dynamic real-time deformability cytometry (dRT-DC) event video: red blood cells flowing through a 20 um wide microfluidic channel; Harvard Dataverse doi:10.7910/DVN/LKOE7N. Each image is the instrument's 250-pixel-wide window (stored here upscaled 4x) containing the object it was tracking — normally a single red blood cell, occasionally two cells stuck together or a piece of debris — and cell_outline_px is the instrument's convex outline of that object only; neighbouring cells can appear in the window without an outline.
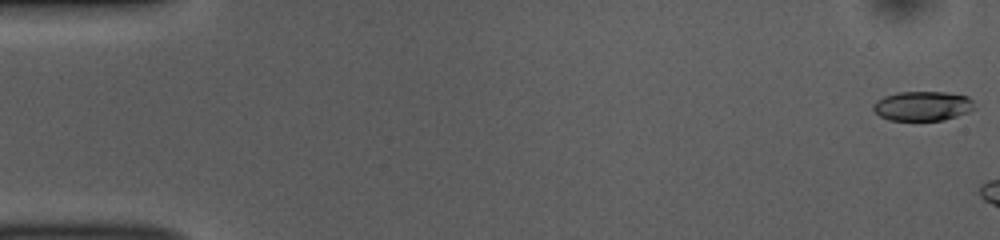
{"species": "common noctule bat (a hibernating species)", "species_latin": "Nyctalus noctula", "temperature_condition": "room temperature", "stored_images_in_passage": 6, "camera_frame_rate_fps": 3000, "um_per_image_px": 0.085, "animal": {"sex": "female", "body_mass_g": 10.0, "forearm_length_mm": 53.1}, "frame": {"image": 1, "passage_image": 1, "time_ms": 0.0, "image_size_px": [1000, 240], "cell_outline_px": [[976, 108], [968, 112], [944, 120], [888, 120], [880, 116], [872, 108], [872, 104], [876, 100], [884, 96], [900, 92], [944, 92], [968, 96], [972, 100]], "centroid_in_image_um": [78.42, 9.01], "position_along_channel_um": 6.6, "area_um2": 17.46}}